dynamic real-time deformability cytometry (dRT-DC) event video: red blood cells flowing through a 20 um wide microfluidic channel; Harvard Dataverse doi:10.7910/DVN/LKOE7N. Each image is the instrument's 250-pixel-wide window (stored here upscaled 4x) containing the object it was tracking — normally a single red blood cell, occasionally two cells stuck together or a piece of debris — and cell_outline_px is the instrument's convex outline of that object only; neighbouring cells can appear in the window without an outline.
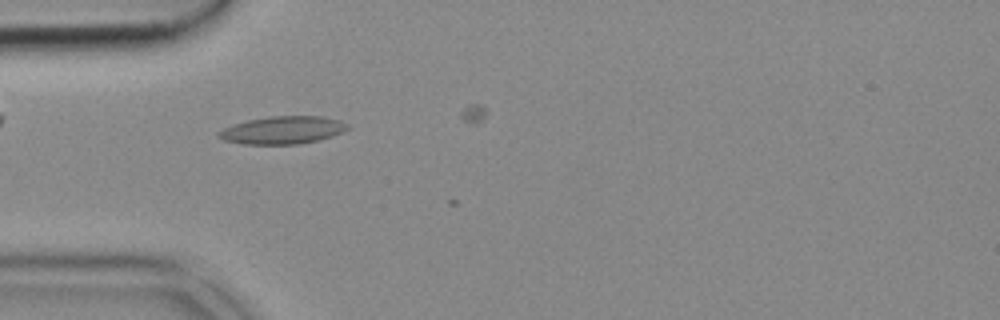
{"species": "common noctule bat (a hibernating species)", "species_latin": "Nyctalus noctula", "temperature_condition": "cold", "stored_images_in_passage": 5, "camera_frame_rate_fps": 3000, "um_per_image_px": 0.085, "animal": {"sex": "female", "body_mass_g": 18.4}, "frame": {"image": 1, "passage_image": 4, "time_ms": 1.0, "image_size_px": [1000, 320], "cell_outline_px": [[348, 128], [332, 136], [316, 140], [296, 144], [244, 144], [224, 140], [216, 136], [216, 132], [232, 124], [248, 120], [268, 116], [320, 116], [340, 120], [348, 124]], "centroid_in_image_um": [23.97, 11.05], "position_along_channel_um": 61.0, "area_um2": 20.69}}